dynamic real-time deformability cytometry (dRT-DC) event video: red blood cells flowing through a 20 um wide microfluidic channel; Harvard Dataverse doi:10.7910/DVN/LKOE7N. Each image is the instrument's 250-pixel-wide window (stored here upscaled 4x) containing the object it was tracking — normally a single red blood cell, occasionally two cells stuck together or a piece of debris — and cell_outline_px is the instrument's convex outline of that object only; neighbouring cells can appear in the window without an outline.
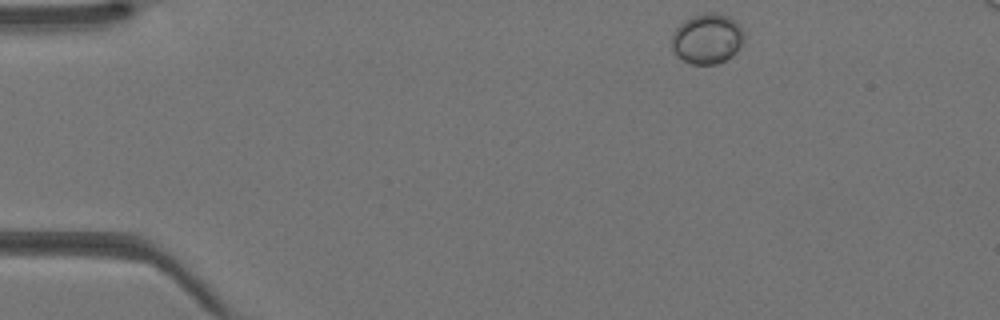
{"species": "Egyptian fruit bat (a non-hibernating species)", "species_latin": "Rousettus aegyptiacus", "temperature_condition": "warm", "stored_images_in_passage": 37, "camera_frame_rate_fps": 3000, "um_per_image_px": 0.085, "animal": {"sex": "female"}, "frame": {"image": 1, "passage_image": 1, "time_ms": 0.0, "image_size_px": [1000, 320], "cell_outline_px": [[744, 36], [736, 52], [732, 56], [716, 64], [692, 64], [676, 56], [672, 48], [672, 32], [684, 20], [692, 16], [708, 12], [712, 12], [728, 16], [736, 20], [740, 24]], "centroid_in_image_um": [60.1, 3.28], "position_along_channel_um": 24.9, "area_um2": 21.15}}
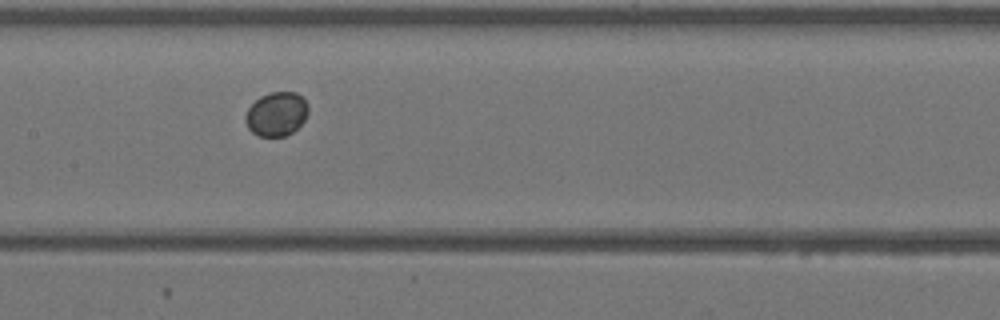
{"frame": {"image": 2, "passage_image": 16, "time_ms": 5.0, "image_size_px": [1000, 320], "cell_outline_px": [[308, 112], [304, 120], [292, 132], [284, 136], [260, 136], [252, 132], [248, 128], [244, 120], [244, 116], [248, 108], [260, 96], [272, 92], [296, 92], [308, 104]], "centroid_in_image_um": [23.48, 9.69], "position_along_channel_um": 183.9, "area_um2": 16.01}}
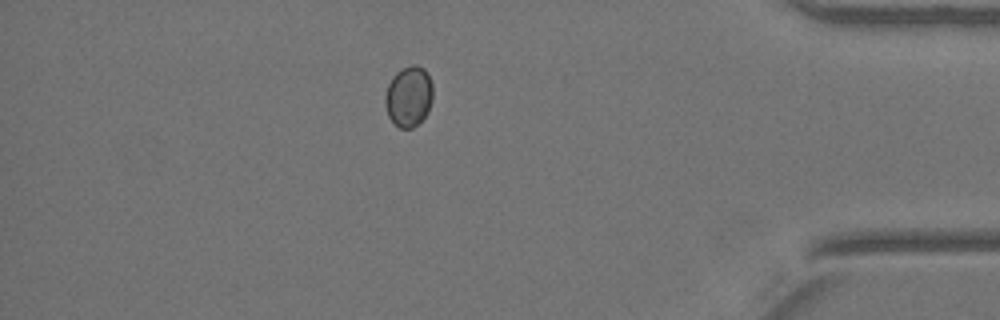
{"frame": {"image": 3, "passage_image": 32, "time_ms": 10.333, "image_size_px": [1000, 320], "cell_outline_px": [[432, 100], [428, 112], [412, 128], [400, 128], [388, 116], [384, 104], [384, 96], [388, 84], [392, 76], [400, 68], [412, 64], [416, 64], [424, 68], [428, 72], [432, 84]], "centroid_in_image_um": [34.73, 8.15], "position_along_channel_um": 400.5, "area_um2": 17.05}}